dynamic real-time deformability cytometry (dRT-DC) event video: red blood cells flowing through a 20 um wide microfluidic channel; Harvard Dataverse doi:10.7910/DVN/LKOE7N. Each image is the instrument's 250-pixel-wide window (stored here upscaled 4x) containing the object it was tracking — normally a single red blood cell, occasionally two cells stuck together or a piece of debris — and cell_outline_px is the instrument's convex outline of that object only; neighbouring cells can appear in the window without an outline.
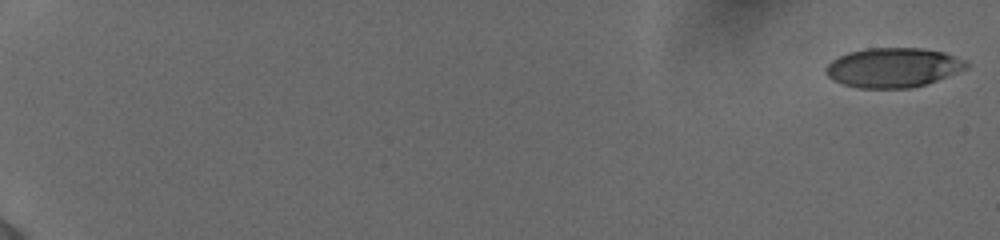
{"species": "human", "species_latin": "Homo sapiens", "temperature_condition": "cold", "stored_images_in_passage": 25, "camera_frame_rate_fps": 3000, "um_per_image_px": 0.085, "donor": {"sex": "female"}, "frame": {"image": 1, "passage_image": 1, "time_ms": 0.0, "image_size_px": [1000, 240], "cell_outline_px": [[968, 68], [928, 84], [912, 88], [856, 88], [840, 84], [832, 80], [824, 72], [824, 68], [832, 60], [848, 52], [868, 48], [920, 48], [944, 52], [968, 60]], "centroid_in_image_um": [75.92, 5.75], "position_along_channel_um": 9.1, "area_um2": 32.77}}
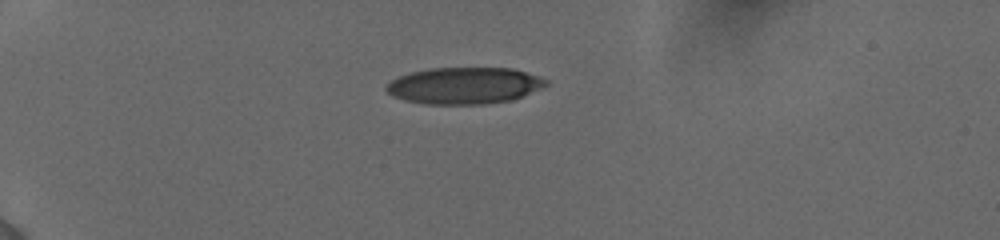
{"frame": {"image": 2, "passage_image": 19, "time_ms": 5.333, "image_size_px": [1000, 240], "cell_outline_px": [[548, 84], [540, 88], [512, 100], [484, 104], [428, 104], [404, 100], [392, 96], [384, 88], [392, 80], [408, 72], [428, 68], [512, 68], [540, 76], [548, 80]], "centroid_in_image_um": [39.45, 7.27], "position_along_channel_um": 45.5, "area_um2": 34.1}}
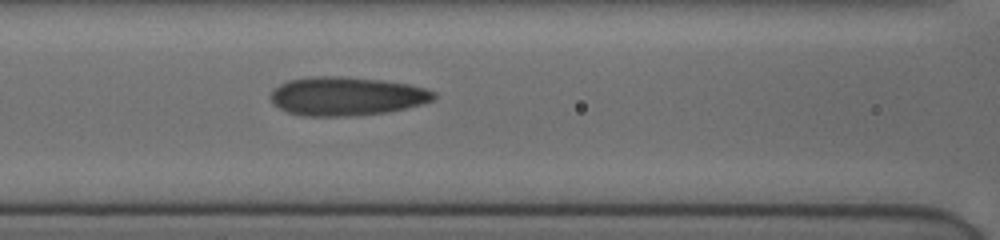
{"frame": {"image": 3, "passage_image": 25, "time_ms": 9.0, "image_size_px": [1000, 240], "cell_outline_px": [[436, 96], [432, 100], [424, 104], [388, 112], [356, 116], [300, 116], [288, 112], [272, 104], [268, 96], [272, 88], [288, 80], [308, 76], [340, 76], [380, 80], [408, 84], [424, 88], [436, 92]], "centroid_in_image_um": [29.4, 8.18], "position_along_channel_um": 137.2, "area_um2": 37.28}}